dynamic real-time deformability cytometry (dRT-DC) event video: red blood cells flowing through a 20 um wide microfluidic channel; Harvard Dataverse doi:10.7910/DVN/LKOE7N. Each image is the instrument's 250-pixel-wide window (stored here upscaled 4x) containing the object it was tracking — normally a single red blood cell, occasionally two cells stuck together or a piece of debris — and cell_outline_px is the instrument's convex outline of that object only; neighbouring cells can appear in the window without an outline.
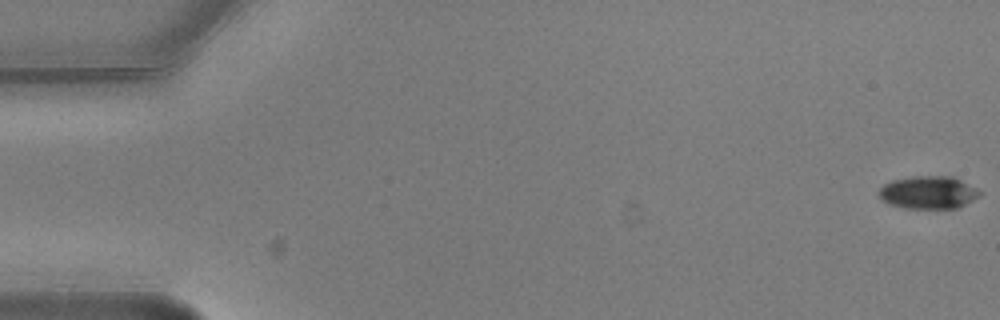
{"species": "common noctule bat (a hibernating species)", "species_latin": "Nyctalus noctula", "temperature_condition": "warm", "stored_images_in_passage": 5, "camera_frame_rate_fps": 3000, "um_per_image_px": 0.085, "animal": {"sex": "male", "body_mass_g": 20.5, "forearm_length_mm": 52.5}, "frame": {"image": 1, "passage_image": 1, "time_ms": 0.0, "image_size_px": [1000, 320], "cell_outline_px": [[984, 192], [980, 196], [956, 208], [904, 208], [888, 204], [880, 200], [880, 188], [884, 184], [892, 180], [912, 176], [952, 176]], "centroid_in_image_um": [78.9, 16.35], "position_along_channel_um": 6.1, "area_um2": 19.25}}
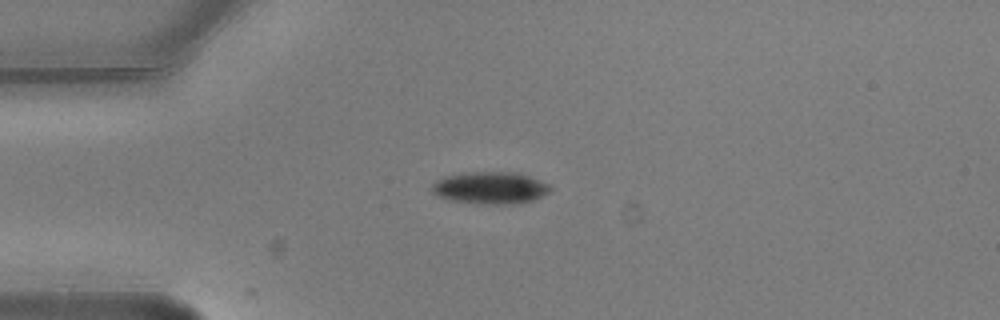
{"frame": {"image": 2, "passage_image": 5, "time_ms": 1.333, "image_size_px": [1000, 320], "cell_outline_px": [[552, 188], [548, 192], [532, 200], [520, 204], [476, 204], [448, 200], [432, 192], [432, 184], [436, 180], [444, 176], [464, 172], [516, 172], [540, 180], [548, 184]], "centroid_in_image_um": [41.64, 15.97], "position_along_channel_um": 43.4, "area_um2": 22.31}}